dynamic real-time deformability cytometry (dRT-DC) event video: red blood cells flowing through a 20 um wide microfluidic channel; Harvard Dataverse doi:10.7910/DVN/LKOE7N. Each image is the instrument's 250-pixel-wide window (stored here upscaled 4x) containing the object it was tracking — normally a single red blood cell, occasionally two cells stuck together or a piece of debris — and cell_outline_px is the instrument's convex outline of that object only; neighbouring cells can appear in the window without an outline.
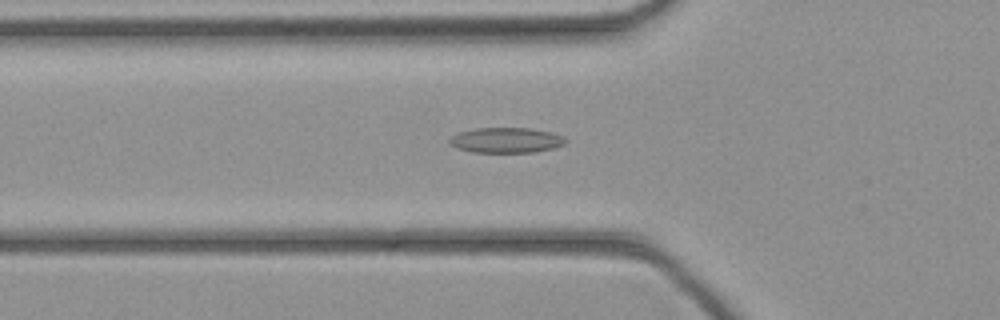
{"species": "common noctule bat (a hibernating species)", "species_latin": "Nyctalus noctula", "temperature_condition": "cold", "stored_images_in_passage": 45, "camera_frame_rate_fps": 3000, "um_per_image_px": 0.085, "animal": {"sex": "female", "body_mass_g": 21.9}, "frame": {"image": 1, "passage_image": 16, "time_ms": 5.0, "image_size_px": [1000, 320], "cell_outline_px": [[568, 140], [564, 144], [552, 148], [536, 152], [472, 152], [456, 148], [448, 144], [448, 140], [456, 132], [476, 128], [528, 128], [552, 132], [564, 136]], "centroid_in_image_um": [42.99, 11.91], "position_along_channel_um": 82.8, "area_um2": 17.28}}
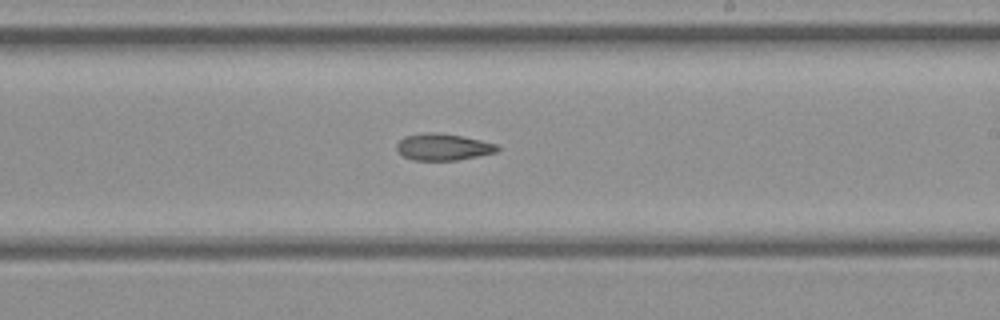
{"frame": {"image": 2, "passage_image": 27, "time_ms": 8.667, "image_size_px": [1000, 320], "cell_outline_px": [[500, 148], [496, 152], [456, 160], [412, 160], [404, 156], [396, 148], [396, 144], [404, 136], [424, 132], [440, 132], [464, 136], [496, 144]], "centroid_in_image_um": [37.64, 12.47], "position_along_channel_um": 251.4, "area_um2": 15.66}}
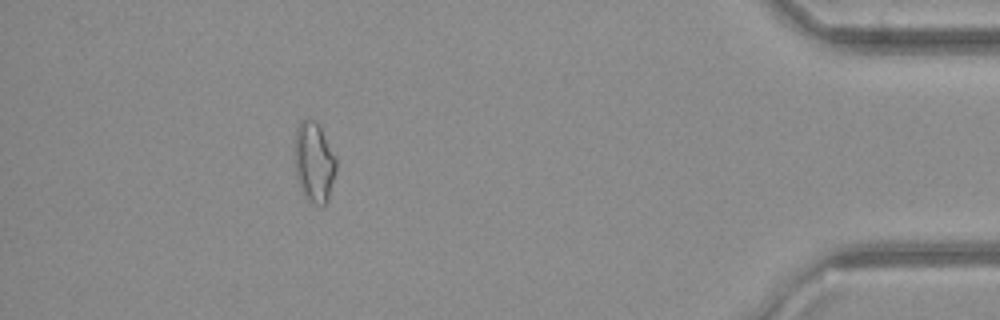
{"frame": {"image": 3, "passage_image": 41, "time_ms": 13.333, "image_size_px": [1000, 320], "cell_outline_px": [[336, 172], [328, 200], [324, 204], [312, 204], [304, 196], [296, 180], [296, 128], [300, 120], [316, 120], [336, 156]], "centroid_in_image_um": [26.71, 13.8], "position_along_channel_um": 408.5, "area_um2": 19.31}}